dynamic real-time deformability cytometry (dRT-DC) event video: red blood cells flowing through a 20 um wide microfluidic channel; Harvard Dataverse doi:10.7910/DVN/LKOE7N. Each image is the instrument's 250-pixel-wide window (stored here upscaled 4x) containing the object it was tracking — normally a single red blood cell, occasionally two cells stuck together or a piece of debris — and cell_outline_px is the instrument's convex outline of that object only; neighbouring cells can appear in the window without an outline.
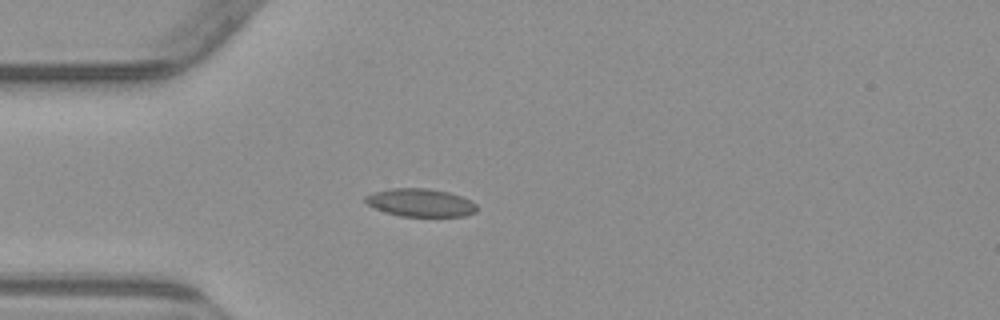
{"species": "common noctule bat (a hibernating species)", "species_latin": "Nyctalus noctula", "temperature_condition": "warm", "stored_images_in_passage": 3, "camera_frame_rate_fps": 3000, "um_per_image_px": 0.085, "animal": {"sex": "male", "body_mass_g": 23.1, "forearm_length_mm": 52.7}, "frame": {"image": 1, "passage_image": 3, "time_ms": 2.333, "image_size_px": [1000, 320], "cell_outline_px": [[476, 212], [464, 216], [400, 216], [384, 212], [368, 204], [364, 200], [364, 196], [372, 192], [392, 188], [428, 188], [448, 192], [460, 196], [476, 204]], "centroid_in_image_um": [35.7, 17.22], "position_along_channel_um": 49.3, "area_um2": 18.09}}